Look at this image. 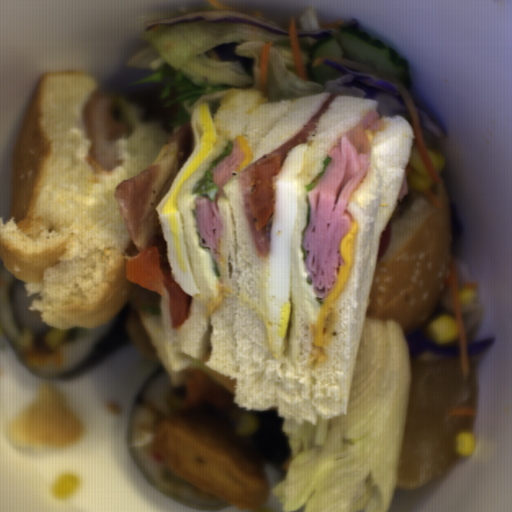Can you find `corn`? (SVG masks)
<instances>
[{
	"mask_svg": "<svg viewBox=\"0 0 512 512\" xmlns=\"http://www.w3.org/2000/svg\"><path fill=\"white\" fill-rule=\"evenodd\" d=\"M435 179L429 173L418 146L410 148L406 167V182L412 189L430 191Z\"/></svg>",
	"mask_w": 512,
	"mask_h": 512,
	"instance_id": "51d56268",
	"label": "corn"
},
{
	"mask_svg": "<svg viewBox=\"0 0 512 512\" xmlns=\"http://www.w3.org/2000/svg\"><path fill=\"white\" fill-rule=\"evenodd\" d=\"M429 340L438 344L454 340L458 335L457 319L449 315H438L427 327Z\"/></svg>",
	"mask_w": 512,
	"mask_h": 512,
	"instance_id": "f1292c28",
	"label": "corn"
},
{
	"mask_svg": "<svg viewBox=\"0 0 512 512\" xmlns=\"http://www.w3.org/2000/svg\"><path fill=\"white\" fill-rule=\"evenodd\" d=\"M476 437L472 431H463L455 436L454 446L458 455L470 457L475 450Z\"/></svg>",
	"mask_w": 512,
	"mask_h": 512,
	"instance_id": "5cfa1b94",
	"label": "corn"
},
{
	"mask_svg": "<svg viewBox=\"0 0 512 512\" xmlns=\"http://www.w3.org/2000/svg\"><path fill=\"white\" fill-rule=\"evenodd\" d=\"M426 149H427L428 155H429L437 173L439 174L440 171L443 169V167L446 164V159H445L444 154L441 152H438L434 149L427 148V147H426Z\"/></svg>",
	"mask_w": 512,
	"mask_h": 512,
	"instance_id": "cfcad685",
	"label": "corn"
},
{
	"mask_svg": "<svg viewBox=\"0 0 512 512\" xmlns=\"http://www.w3.org/2000/svg\"><path fill=\"white\" fill-rule=\"evenodd\" d=\"M458 296H459L460 306L467 305L468 303H473V301L476 297V290H472L469 288L464 289V290H459Z\"/></svg>",
	"mask_w": 512,
	"mask_h": 512,
	"instance_id": "2b8c4276",
	"label": "corn"
}]
</instances>
